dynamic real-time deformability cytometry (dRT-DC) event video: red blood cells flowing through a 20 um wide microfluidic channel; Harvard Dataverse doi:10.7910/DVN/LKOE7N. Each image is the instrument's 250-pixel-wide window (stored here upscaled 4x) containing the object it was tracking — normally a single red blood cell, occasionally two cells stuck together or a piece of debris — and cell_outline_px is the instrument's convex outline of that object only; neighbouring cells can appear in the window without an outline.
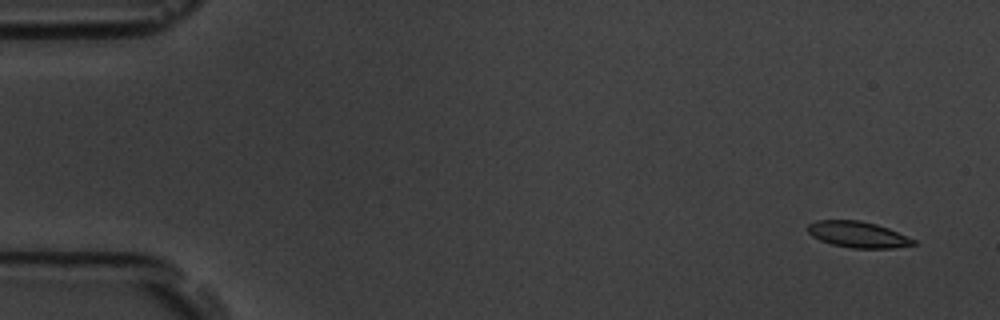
{"species": "common noctule bat (a hibernating species)", "species_latin": "Nyctalus noctula", "temperature_condition": "room temperature", "stored_images_in_passage": 4, "camera_frame_rate_fps": 3000, "um_per_image_px": 0.085, "animal": {"sex": "male", "body_mass_g": 19.5, "forearm_length_mm": 54.6}, "frame": {"image": 1, "passage_image": 1, "time_ms": 0.0, "image_size_px": [1000, 320], "cell_outline_px": [[916, 244], [892, 248], [852, 248], [832, 244], [820, 240], [812, 236], [808, 232], [808, 224], [816, 220], [860, 220], [876, 224], [888, 228], [916, 240]], "centroid_in_image_um": [72.91, 19.93], "position_along_channel_um": 12.1, "area_um2": 16.01}}
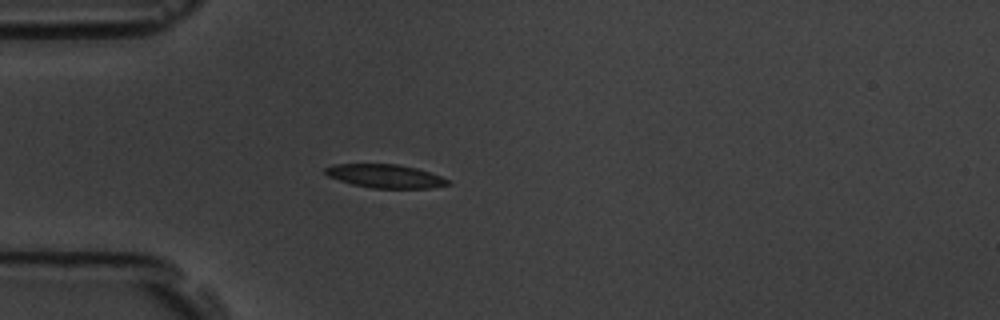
{"frame": {"image": 2, "passage_image": 4, "time_ms": 4.333, "image_size_px": [1000, 320], "cell_outline_px": [[452, 184], [432, 188], [372, 188], [352, 184], [328, 176], [324, 172], [324, 168], [332, 164], [396, 164], [416, 168], [440, 176], [448, 180]], "centroid_in_image_um": [32.73, 14.97], "position_along_channel_um": 52.3, "area_um2": 16.7}}